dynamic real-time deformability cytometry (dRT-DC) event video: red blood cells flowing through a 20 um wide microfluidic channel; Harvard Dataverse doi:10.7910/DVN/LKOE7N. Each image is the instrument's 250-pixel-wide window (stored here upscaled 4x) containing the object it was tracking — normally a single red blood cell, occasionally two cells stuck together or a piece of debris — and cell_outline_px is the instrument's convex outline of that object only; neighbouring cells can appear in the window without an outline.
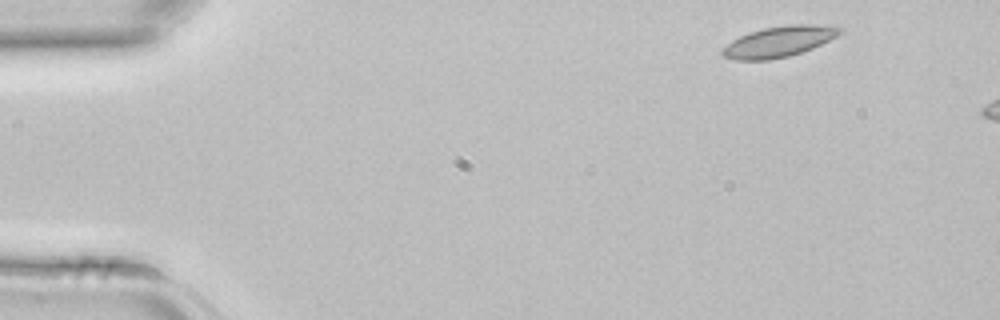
{"species": "common noctule bat (a hibernating species)", "species_latin": "Nyctalus noctula", "temperature_condition": "room temperature", "stored_images_in_passage": 3, "camera_frame_rate_fps": 3000, "um_per_image_px": 0.085, "animal": {"sex": "female", "body_mass_g": 22.7, "forearm_length_mm": 54.2}, "frame": {"image": 1, "passage_image": 1, "time_ms": 0.0, "image_size_px": [1000, 320], "cell_outline_px": [[844, 32], [812, 48], [788, 56], [768, 60], [736, 60], [724, 56], [720, 52], [732, 40], [748, 32], [764, 28], [788, 24], [812, 24], [840, 28]], "centroid_in_image_um": [66.18, 3.53], "position_along_channel_um": 18.8, "area_um2": 20.69}}